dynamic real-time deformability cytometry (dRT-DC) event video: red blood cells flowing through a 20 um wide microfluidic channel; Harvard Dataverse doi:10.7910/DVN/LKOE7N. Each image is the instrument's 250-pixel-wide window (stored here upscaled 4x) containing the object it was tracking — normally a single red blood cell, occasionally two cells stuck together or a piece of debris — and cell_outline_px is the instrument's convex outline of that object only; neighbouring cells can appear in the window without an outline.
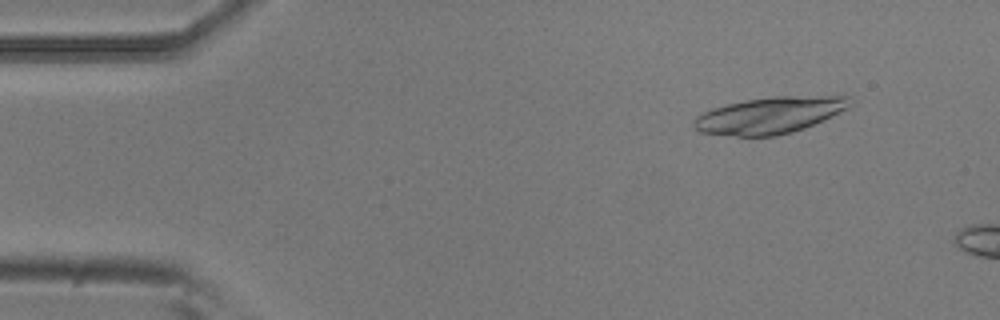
{"species": "common noctule bat (a hibernating species)", "species_latin": "Nyctalus noctula", "temperature_condition": "room temperature", "stored_images_in_passage": 11, "camera_frame_rate_fps": 3000, "um_per_image_px": 0.085, "animal": {"sex": "male", "body_mass_g": 20.5, "forearm_length_mm": 52.5}, "frame": {"image": 1, "passage_image": 5, "time_ms": 1.333, "image_size_px": [1000, 320], "cell_outline_px": [[852, 104], [848, 108], [804, 128], [792, 132], [776, 136], [736, 136], [700, 132], [692, 128], [692, 124], [696, 116], [712, 108], [728, 104], [748, 100], [776, 96], [848, 96]], "centroid_in_image_um": [65.39, 9.8], "position_along_channel_um": 19.6, "area_um2": 32.95}}